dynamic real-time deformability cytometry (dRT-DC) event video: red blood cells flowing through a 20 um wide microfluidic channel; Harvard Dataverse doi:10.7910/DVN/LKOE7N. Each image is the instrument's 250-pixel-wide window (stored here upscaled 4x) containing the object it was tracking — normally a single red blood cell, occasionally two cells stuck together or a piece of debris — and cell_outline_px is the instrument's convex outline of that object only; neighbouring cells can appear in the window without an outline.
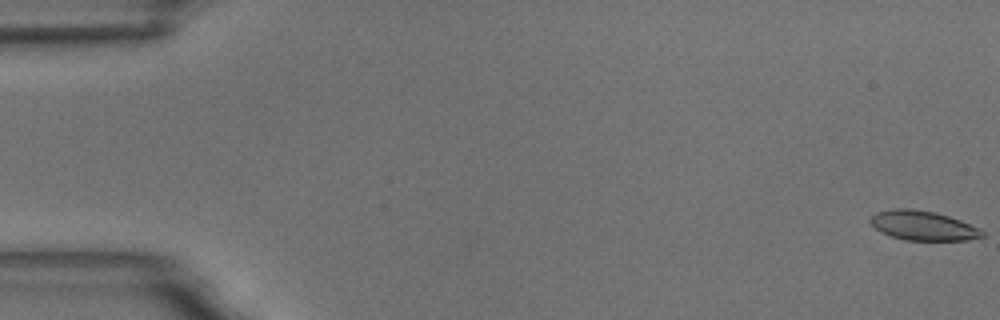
{"species": "common noctule bat (a hibernating species)", "species_latin": "Nyctalus noctula", "temperature_condition": "room temperature", "stored_images_in_passage": 59, "camera_frame_rate_fps": 3000, "um_per_image_px": 0.085, "animal": {"sex": "male", "body_mass_g": 18.8}, "frame": {"image": 1, "passage_image": 1, "time_ms": 0.0, "image_size_px": [1000, 320], "cell_outline_px": [[984, 236], [968, 240], [904, 240], [880, 232], [868, 220], [876, 212], [892, 208], [912, 208], [936, 212], [960, 220], [980, 228], [984, 232]], "centroid_in_image_um": [78.45, 19.16], "position_along_channel_um": 6.6, "area_um2": 19.31}}
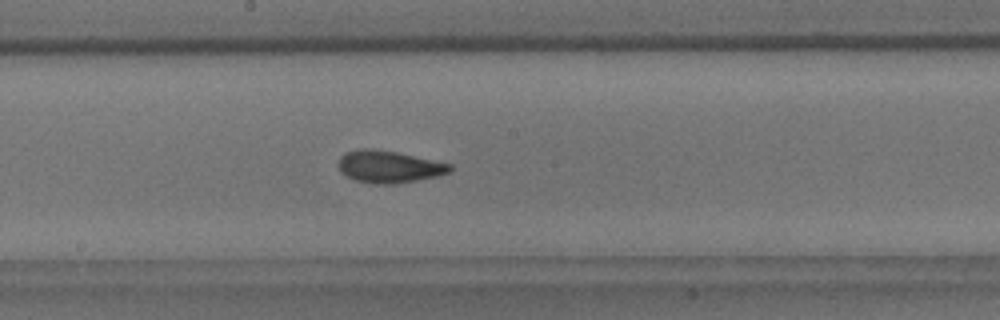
{"frame": {"image": 2, "passage_image": 32, "time_ms": 10.333, "image_size_px": [1000, 320], "cell_outline_px": [[452, 172], [436, 176], [396, 184], [376, 184], [356, 180], [340, 172], [340, 156], [344, 152], [360, 148], [372, 148], [396, 152], [452, 164]], "centroid_in_image_um": [33.07, 14.16], "position_along_channel_um": 215.1, "area_um2": 20.81}}
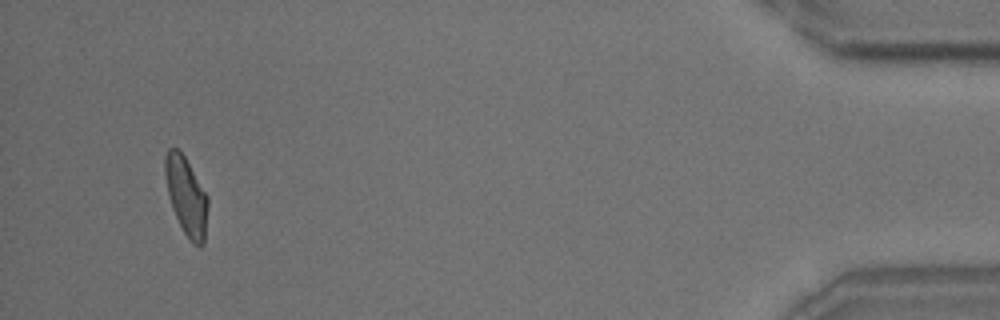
{"frame": {"image": 3, "passage_image": 56, "time_ms": 18.333, "image_size_px": [1000, 320], "cell_outline_px": [[208, 208], [204, 244], [192, 244], [188, 240], [172, 208], [168, 196], [164, 172], [164, 156], [168, 148], [176, 148], [184, 156], [208, 196]], "centroid_in_image_um": [15.82, 16.67], "position_along_channel_um": 419.4, "area_um2": 19.48}, "authors_computed_cell_mechanics": {"area_um2": 20.1144, "velocity_mm_per_s": 3.4846, "shape_relaxation_time_tau1_ms": 6.6125, "shape_relaxation_time_tau2_ms": 2.0467, "deformation_change_tau1": 0.1608, "deformation_change_tau2": 0.075}}